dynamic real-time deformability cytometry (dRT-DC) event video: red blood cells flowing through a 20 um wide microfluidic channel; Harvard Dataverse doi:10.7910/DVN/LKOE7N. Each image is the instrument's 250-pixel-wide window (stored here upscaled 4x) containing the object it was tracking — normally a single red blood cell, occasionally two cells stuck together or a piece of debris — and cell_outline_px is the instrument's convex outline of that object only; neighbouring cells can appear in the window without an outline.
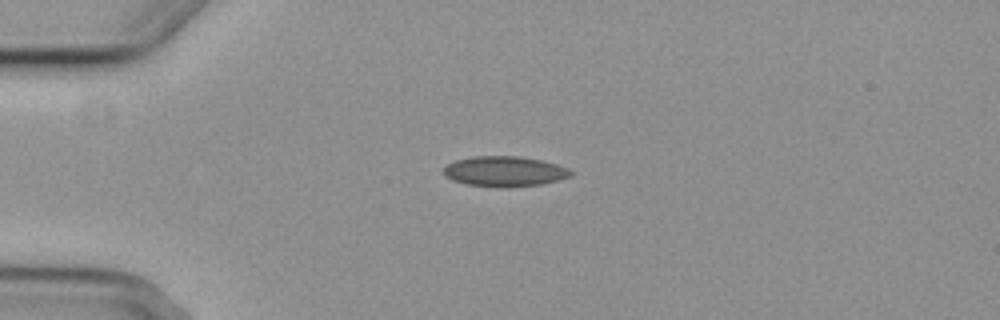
{"species": "common noctule bat (a hibernating species)", "species_latin": "Nyctalus noctula", "temperature_condition": "cold", "stored_images_in_passage": 6, "camera_frame_rate_fps": 3000, "um_per_image_px": 0.085, "animal": {"sex": "female", "body_mass_g": 29.2, "forearm_length_mm": 56.3}, "frame": {"image": 1, "passage_image": 1, "time_ms": 0.0, "image_size_px": [1000, 320], "cell_outline_px": [[572, 176], [540, 184], [508, 188], [496, 188], [464, 184], [452, 180], [444, 176], [444, 168], [448, 164], [456, 160], [476, 156], [520, 156], [544, 160], [568, 168], [572, 172]], "centroid_in_image_um": [42.88, 14.58], "position_along_channel_um": 42.1, "area_um2": 22.66}}
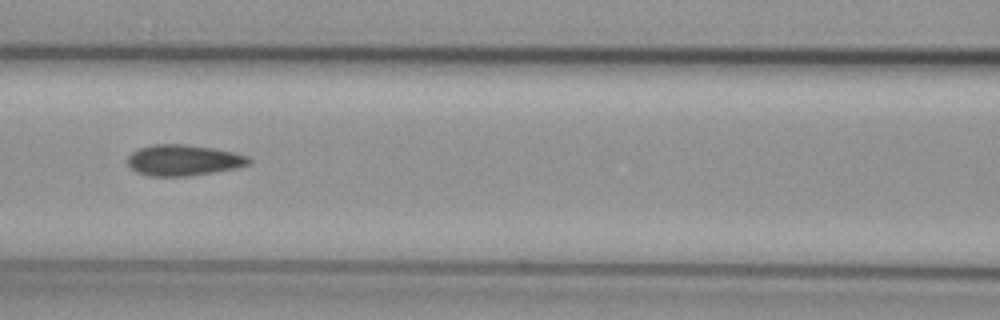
{"frame": {"image": 2, "passage_image": 4, "time_ms": 3.667, "image_size_px": [1000, 320], "cell_outline_px": [[252, 160], [248, 164], [236, 168], [188, 176], [148, 176], [136, 172], [128, 164], [128, 156], [132, 152], [140, 148], [152, 144], [184, 144], [212, 148], [232, 152], [248, 156]], "centroid_in_image_um": [15.57, 13.62], "position_along_channel_um": 151.0, "area_um2": 21.73}}
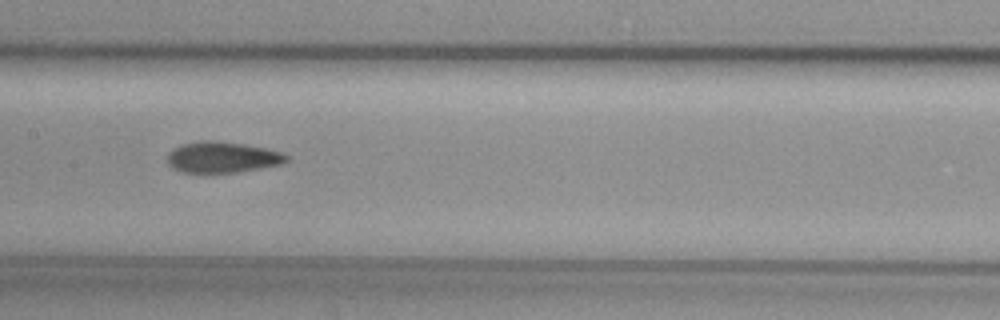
{"frame": {"image": 3, "passage_image": 5, "time_ms": 4.667, "image_size_px": [1000, 320], "cell_outline_px": [[288, 160], [284, 164], [236, 172], [180, 172], [172, 168], [168, 164], [168, 152], [172, 148], [180, 144], [200, 140], [212, 140], [244, 144], [264, 148], [280, 152], [288, 156]], "centroid_in_image_um": [18.86, 13.36], "position_along_channel_um": 188.5, "area_um2": 21.56}}